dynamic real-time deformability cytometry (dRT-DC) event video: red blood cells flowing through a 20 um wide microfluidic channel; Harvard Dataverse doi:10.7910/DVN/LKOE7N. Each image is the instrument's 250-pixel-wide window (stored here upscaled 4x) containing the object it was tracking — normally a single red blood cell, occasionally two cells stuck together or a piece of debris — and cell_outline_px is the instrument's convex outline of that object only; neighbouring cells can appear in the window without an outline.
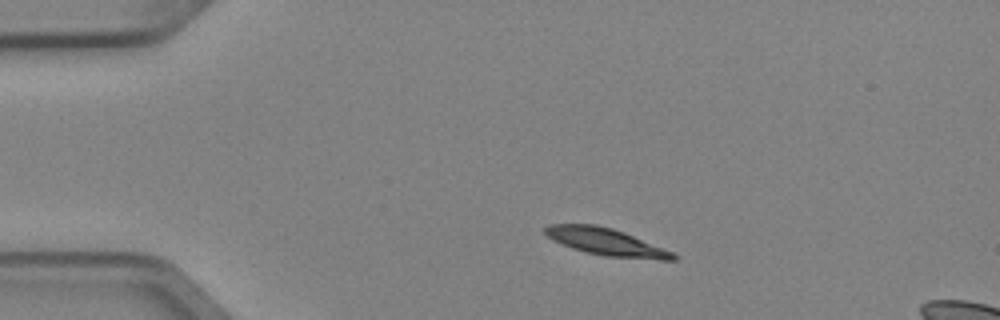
{"species": "Egyptian fruit bat (a non-hibernating species)", "species_latin": "Rousettus aegyptiacus", "temperature_condition": "cold", "stored_images_in_passage": 3, "camera_frame_rate_fps": 3000, "um_per_image_px": 0.085, "animal": {"sex": "female"}, "frame": {"image": 1, "passage_image": 1, "time_ms": 0.0, "image_size_px": [1000, 320], "cell_outline_px": [[676, 260], [660, 260], [604, 256], [572, 248], [552, 240], [544, 232], [544, 228], [548, 224], [596, 224], [612, 228], [624, 232], [672, 252], [676, 256]], "centroid_in_image_um": [51.49, 20.55], "position_along_channel_um": 33.5, "area_um2": 20.06}}